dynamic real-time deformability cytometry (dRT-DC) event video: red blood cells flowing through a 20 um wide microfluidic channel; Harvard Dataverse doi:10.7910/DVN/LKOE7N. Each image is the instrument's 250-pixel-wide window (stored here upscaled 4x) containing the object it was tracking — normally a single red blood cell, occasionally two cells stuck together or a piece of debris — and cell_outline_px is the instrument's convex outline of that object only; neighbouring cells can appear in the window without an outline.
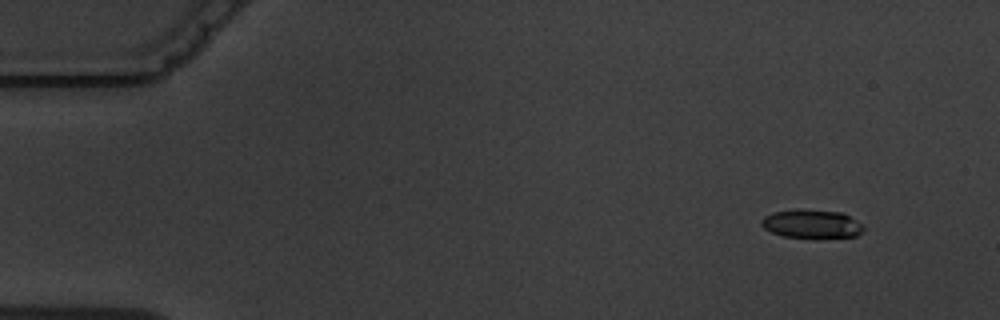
{"species": "common noctule bat (a hibernating species)", "species_latin": "Nyctalus noctula", "temperature_condition": "warm", "stored_images_in_passage": 4, "segment_of_instrument_passage": [2, 2], "camera_frame_rate_fps": 3000, "um_per_image_px": 0.085, "animal": {"sex": "male", "body_mass_g": 19.5, "forearm_length_mm": 54.6}, "frame": {"image": 1, "passage_image": 4, "time_ms": 5.0, "image_size_px": [1000, 320], "cell_outline_px": [[864, 228], [856, 236], [784, 236], [772, 232], [764, 228], [760, 224], [760, 220], [764, 216], [772, 212], [804, 208], [840, 212], [848, 216], [860, 224]], "centroid_in_image_um": [68.91, 18.98], "position_along_channel_um": 16.1, "area_um2": 16.47}}